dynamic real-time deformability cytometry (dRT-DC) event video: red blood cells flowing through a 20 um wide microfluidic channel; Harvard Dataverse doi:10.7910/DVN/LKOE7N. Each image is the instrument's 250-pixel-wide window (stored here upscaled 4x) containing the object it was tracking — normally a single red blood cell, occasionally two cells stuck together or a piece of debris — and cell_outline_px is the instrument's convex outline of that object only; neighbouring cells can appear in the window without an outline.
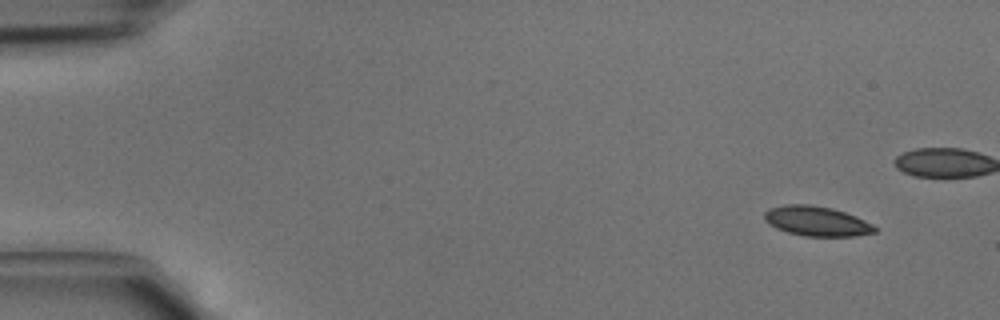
{"species": "common noctule bat (a hibernating species)", "species_latin": "Nyctalus noctula", "temperature_condition": "cold", "stored_images_in_passage": 4, "camera_frame_rate_fps": 3000, "um_per_image_px": 0.085, "animal": {"sex": "male", "body_mass_g": 15.6}, "frame": {"image": 1, "passage_image": 1, "time_ms": 0.0, "image_size_px": [1000, 320], "cell_outline_px": [[876, 232], [856, 236], [804, 236], [788, 232], [776, 228], [768, 224], [764, 220], [764, 212], [768, 208], [784, 204], [808, 204], [832, 208], [856, 216], [872, 224], [876, 228]], "centroid_in_image_um": [69.38, 18.79], "position_along_channel_um": 15.6, "area_um2": 19.25}}